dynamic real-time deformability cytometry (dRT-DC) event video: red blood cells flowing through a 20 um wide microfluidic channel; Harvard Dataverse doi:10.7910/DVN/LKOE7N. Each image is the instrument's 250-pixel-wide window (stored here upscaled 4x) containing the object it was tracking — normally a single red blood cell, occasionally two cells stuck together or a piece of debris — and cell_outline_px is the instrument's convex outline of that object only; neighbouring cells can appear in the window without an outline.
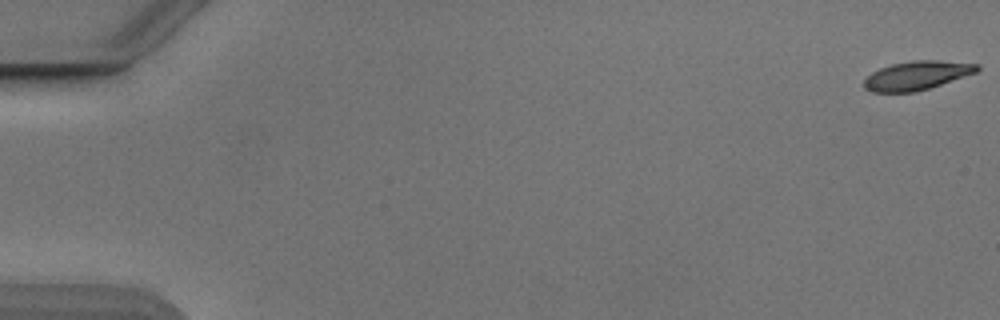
{"species": "Egyptian fruit bat (a non-hibernating species)", "species_latin": "Rousettus aegyptiacus", "temperature_condition": "cold", "stored_images_in_passage": 22, "camera_frame_rate_fps": 3000, "um_per_image_px": 0.085, "animal": {"sex": "male"}, "frame": {"image": 1, "passage_image": 1, "time_ms": 0.0, "image_size_px": [1000, 320], "cell_outline_px": [[980, 68], [976, 72], [916, 92], [872, 92], [864, 88], [864, 80], [872, 72], [880, 68], [892, 64], [912, 60], [940, 60], [980, 64]], "centroid_in_image_um": [77.92, 6.4], "position_along_channel_um": 7.1, "area_um2": 18.84}}